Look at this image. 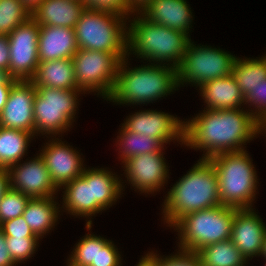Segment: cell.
<instances>
[{
	"instance_id": "19",
	"label": "cell",
	"mask_w": 266,
	"mask_h": 266,
	"mask_svg": "<svg viewBox=\"0 0 266 266\" xmlns=\"http://www.w3.org/2000/svg\"><path fill=\"white\" fill-rule=\"evenodd\" d=\"M187 0H153L141 14L149 21L187 34L192 30L193 15Z\"/></svg>"
},
{
	"instance_id": "24",
	"label": "cell",
	"mask_w": 266,
	"mask_h": 266,
	"mask_svg": "<svg viewBox=\"0 0 266 266\" xmlns=\"http://www.w3.org/2000/svg\"><path fill=\"white\" fill-rule=\"evenodd\" d=\"M30 81L35 87L79 90L72 59L39 62L35 75Z\"/></svg>"
},
{
	"instance_id": "44",
	"label": "cell",
	"mask_w": 266,
	"mask_h": 266,
	"mask_svg": "<svg viewBox=\"0 0 266 266\" xmlns=\"http://www.w3.org/2000/svg\"><path fill=\"white\" fill-rule=\"evenodd\" d=\"M23 5L29 10L30 13L33 11L44 1V0H20Z\"/></svg>"
},
{
	"instance_id": "12",
	"label": "cell",
	"mask_w": 266,
	"mask_h": 266,
	"mask_svg": "<svg viewBox=\"0 0 266 266\" xmlns=\"http://www.w3.org/2000/svg\"><path fill=\"white\" fill-rule=\"evenodd\" d=\"M39 25L30 17L9 35V77L18 81L31 80L39 65Z\"/></svg>"
},
{
	"instance_id": "11",
	"label": "cell",
	"mask_w": 266,
	"mask_h": 266,
	"mask_svg": "<svg viewBox=\"0 0 266 266\" xmlns=\"http://www.w3.org/2000/svg\"><path fill=\"white\" fill-rule=\"evenodd\" d=\"M77 87L84 94L95 92L107 100L113 91L121 60L114 54L78 49L72 57Z\"/></svg>"
},
{
	"instance_id": "14",
	"label": "cell",
	"mask_w": 266,
	"mask_h": 266,
	"mask_svg": "<svg viewBox=\"0 0 266 266\" xmlns=\"http://www.w3.org/2000/svg\"><path fill=\"white\" fill-rule=\"evenodd\" d=\"M129 131L160 140L164 145L178 142L184 145V121L177 115L157 110H139L122 123ZM181 142V143H180Z\"/></svg>"
},
{
	"instance_id": "27",
	"label": "cell",
	"mask_w": 266,
	"mask_h": 266,
	"mask_svg": "<svg viewBox=\"0 0 266 266\" xmlns=\"http://www.w3.org/2000/svg\"><path fill=\"white\" fill-rule=\"evenodd\" d=\"M121 125L116 137V146L122 163L133 156L164 151L166 145L160 140L131 132L123 124Z\"/></svg>"
},
{
	"instance_id": "13",
	"label": "cell",
	"mask_w": 266,
	"mask_h": 266,
	"mask_svg": "<svg viewBox=\"0 0 266 266\" xmlns=\"http://www.w3.org/2000/svg\"><path fill=\"white\" fill-rule=\"evenodd\" d=\"M164 152L146 153L128 158L122 166L127 180H121L122 189L127 181L135 191L144 194L160 192L169 179V167L164 158ZM124 185V186H123Z\"/></svg>"
},
{
	"instance_id": "35",
	"label": "cell",
	"mask_w": 266,
	"mask_h": 266,
	"mask_svg": "<svg viewBox=\"0 0 266 266\" xmlns=\"http://www.w3.org/2000/svg\"><path fill=\"white\" fill-rule=\"evenodd\" d=\"M159 266H201L198 252L186 251L178 248L175 254L159 256Z\"/></svg>"
},
{
	"instance_id": "40",
	"label": "cell",
	"mask_w": 266,
	"mask_h": 266,
	"mask_svg": "<svg viewBox=\"0 0 266 266\" xmlns=\"http://www.w3.org/2000/svg\"><path fill=\"white\" fill-rule=\"evenodd\" d=\"M136 266H159L157 251H148L147 254L139 259Z\"/></svg>"
},
{
	"instance_id": "2",
	"label": "cell",
	"mask_w": 266,
	"mask_h": 266,
	"mask_svg": "<svg viewBox=\"0 0 266 266\" xmlns=\"http://www.w3.org/2000/svg\"><path fill=\"white\" fill-rule=\"evenodd\" d=\"M108 169L86 167L81 176L61 188L64 190L62 211L74 217L90 218L86 219L87 230L92 228L91 217L108 210L123 194L122 178Z\"/></svg>"
},
{
	"instance_id": "3",
	"label": "cell",
	"mask_w": 266,
	"mask_h": 266,
	"mask_svg": "<svg viewBox=\"0 0 266 266\" xmlns=\"http://www.w3.org/2000/svg\"><path fill=\"white\" fill-rule=\"evenodd\" d=\"M128 60H121L113 91L106 101L122 106L147 105L179 90L177 69L153 63L130 68Z\"/></svg>"
},
{
	"instance_id": "34",
	"label": "cell",
	"mask_w": 266,
	"mask_h": 266,
	"mask_svg": "<svg viewBox=\"0 0 266 266\" xmlns=\"http://www.w3.org/2000/svg\"><path fill=\"white\" fill-rule=\"evenodd\" d=\"M244 105L250 108L247 110L256 119L266 113V80H263L261 84L244 96Z\"/></svg>"
},
{
	"instance_id": "20",
	"label": "cell",
	"mask_w": 266,
	"mask_h": 266,
	"mask_svg": "<svg viewBox=\"0 0 266 266\" xmlns=\"http://www.w3.org/2000/svg\"><path fill=\"white\" fill-rule=\"evenodd\" d=\"M78 49L74 28L39 26V62L72 59Z\"/></svg>"
},
{
	"instance_id": "9",
	"label": "cell",
	"mask_w": 266,
	"mask_h": 266,
	"mask_svg": "<svg viewBox=\"0 0 266 266\" xmlns=\"http://www.w3.org/2000/svg\"><path fill=\"white\" fill-rule=\"evenodd\" d=\"M81 90H64L49 87H36L33 102L34 136L42 134L47 138L56 137L75 122ZM48 135V136H47ZM50 135V136H49Z\"/></svg>"
},
{
	"instance_id": "41",
	"label": "cell",
	"mask_w": 266,
	"mask_h": 266,
	"mask_svg": "<svg viewBox=\"0 0 266 266\" xmlns=\"http://www.w3.org/2000/svg\"><path fill=\"white\" fill-rule=\"evenodd\" d=\"M13 84L14 83H0V113L6 104Z\"/></svg>"
},
{
	"instance_id": "29",
	"label": "cell",
	"mask_w": 266,
	"mask_h": 266,
	"mask_svg": "<svg viewBox=\"0 0 266 266\" xmlns=\"http://www.w3.org/2000/svg\"><path fill=\"white\" fill-rule=\"evenodd\" d=\"M110 240L94 233H87L71 251L67 266H98L99 247H104Z\"/></svg>"
},
{
	"instance_id": "46",
	"label": "cell",
	"mask_w": 266,
	"mask_h": 266,
	"mask_svg": "<svg viewBox=\"0 0 266 266\" xmlns=\"http://www.w3.org/2000/svg\"><path fill=\"white\" fill-rule=\"evenodd\" d=\"M261 256L264 257V259L266 260V234H265V238H264V244H263Z\"/></svg>"
},
{
	"instance_id": "18",
	"label": "cell",
	"mask_w": 266,
	"mask_h": 266,
	"mask_svg": "<svg viewBox=\"0 0 266 266\" xmlns=\"http://www.w3.org/2000/svg\"><path fill=\"white\" fill-rule=\"evenodd\" d=\"M266 225L254 208H236L230 240L247 259L261 257Z\"/></svg>"
},
{
	"instance_id": "21",
	"label": "cell",
	"mask_w": 266,
	"mask_h": 266,
	"mask_svg": "<svg viewBox=\"0 0 266 266\" xmlns=\"http://www.w3.org/2000/svg\"><path fill=\"white\" fill-rule=\"evenodd\" d=\"M199 90L206 109H237L244 106V96L232 75L207 81Z\"/></svg>"
},
{
	"instance_id": "33",
	"label": "cell",
	"mask_w": 266,
	"mask_h": 266,
	"mask_svg": "<svg viewBox=\"0 0 266 266\" xmlns=\"http://www.w3.org/2000/svg\"><path fill=\"white\" fill-rule=\"evenodd\" d=\"M85 9L109 12L127 20L132 15L126 0H84Z\"/></svg>"
},
{
	"instance_id": "8",
	"label": "cell",
	"mask_w": 266,
	"mask_h": 266,
	"mask_svg": "<svg viewBox=\"0 0 266 266\" xmlns=\"http://www.w3.org/2000/svg\"><path fill=\"white\" fill-rule=\"evenodd\" d=\"M80 49L126 56L127 19L109 12L85 9L74 27Z\"/></svg>"
},
{
	"instance_id": "7",
	"label": "cell",
	"mask_w": 266,
	"mask_h": 266,
	"mask_svg": "<svg viewBox=\"0 0 266 266\" xmlns=\"http://www.w3.org/2000/svg\"><path fill=\"white\" fill-rule=\"evenodd\" d=\"M236 208L220 205L188 213L171 227L178 232L177 246L198 252L203 247L231 237Z\"/></svg>"
},
{
	"instance_id": "45",
	"label": "cell",
	"mask_w": 266,
	"mask_h": 266,
	"mask_svg": "<svg viewBox=\"0 0 266 266\" xmlns=\"http://www.w3.org/2000/svg\"><path fill=\"white\" fill-rule=\"evenodd\" d=\"M17 80L9 77L8 73L0 70V83H15Z\"/></svg>"
},
{
	"instance_id": "15",
	"label": "cell",
	"mask_w": 266,
	"mask_h": 266,
	"mask_svg": "<svg viewBox=\"0 0 266 266\" xmlns=\"http://www.w3.org/2000/svg\"><path fill=\"white\" fill-rule=\"evenodd\" d=\"M9 188L30 198L53 197L59 189L53 183L44 160L39 153L35 158L21 161L8 169Z\"/></svg>"
},
{
	"instance_id": "1",
	"label": "cell",
	"mask_w": 266,
	"mask_h": 266,
	"mask_svg": "<svg viewBox=\"0 0 266 266\" xmlns=\"http://www.w3.org/2000/svg\"><path fill=\"white\" fill-rule=\"evenodd\" d=\"M244 109L204 108L192 119H184V146L203 151L201 159L245 150L246 143L257 138V119Z\"/></svg>"
},
{
	"instance_id": "43",
	"label": "cell",
	"mask_w": 266,
	"mask_h": 266,
	"mask_svg": "<svg viewBox=\"0 0 266 266\" xmlns=\"http://www.w3.org/2000/svg\"><path fill=\"white\" fill-rule=\"evenodd\" d=\"M257 137L259 136V134H263L265 133V137H266V113H264L263 115H261L258 119H257ZM263 131V132H262Z\"/></svg>"
},
{
	"instance_id": "16",
	"label": "cell",
	"mask_w": 266,
	"mask_h": 266,
	"mask_svg": "<svg viewBox=\"0 0 266 266\" xmlns=\"http://www.w3.org/2000/svg\"><path fill=\"white\" fill-rule=\"evenodd\" d=\"M58 137H49V141L44 143L40 155L44 160L50 177L55 186L61 188L74 180L76 177L82 175L86 165L78 150L65 144ZM85 166V167H84Z\"/></svg>"
},
{
	"instance_id": "6",
	"label": "cell",
	"mask_w": 266,
	"mask_h": 266,
	"mask_svg": "<svg viewBox=\"0 0 266 266\" xmlns=\"http://www.w3.org/2000/svg\"><path fill=\"white\" fill-rule=\"evenodd\" d=\"M208 160L217 173L222 205L238 209L253 208L259 181L248 151L221 153Z\"/></svg>"
},
{
	"instance_id": "38",
	"label": "cell",
	"mask_w": 266,
	"mask_h": 266,
	"mask_svg": "<svg viewBox=\"0 0 266 266\" xmlns=\"http://www.w3.org/2000/svg\"><path fill=\"white\" fill-rule=\"evenodd\" d=\"M10 48L7 35H0V70L9 75Z\"/></svg>"
},
{
	"instance_id": "37",
	"label": "cell",
	"mask_w": 266,
	"mask_h": 266,
	"mask_svg": "<svg viewBox=\"0 0 266 266\" xmlns=\"http://www.w3.org/2000/svg\"><path fill=\"white\" fill-rule=\"evenodd\" d=\"M114 241H109L104 247H99L98 266H122V256Z\"/></svg>"
},
{
	"instance_id": "31",
	"label": "cell",
	"mask_w": 266,
	"mask_h": 266,
	"mask_svg": "<svg viewBox=\"0 0 266 266\" xmlns=\"http://www.w3.org/2000/svg\"><path fill=\"white\" fill-rule=\"evenodd\" d=\"M30 197L9 188L0 201V225L23 215Z\"/></svg>"
},
{
	"instance_id": "10",
	"label": "cell",
	"mask_w": 266,
	"mask_h": 266,
	"mask_svg": "<svg viewBox=\"0 0 266 266\" xmlns=\"http://www.w3.org/2000/svg\"><path fill=\"white\" fill-rule=\"evenodd\" d=\"M196 45L190 40L177 69L179 88L184 84L199 88L207 81L231 75L235 55L214 46Z\"/></svg>"
},
{
	"instance_id": "32",
	"label": "cell",
	"mask_w": 266,
	"mask_h": 266,
	"mask_svg": "<svg viewBox=\"0 0 266 266\" xmlns=\"http://www.w3.org/2000/svg\"><path fill=\"white\" fill-rule=\"evenodd\" d=\"M39 240V237H6V246L13 261L18 265L33 257Z\"/></svg>"
},
{
	"instance_id": "42",
	"label": "cell",
	"mask_w": 266,
	"mask_h": 266,
	"mask_svg": "<svg viewBox=\"0 0 266 266\" xmlns=\"http://www.w3.org/2000/svg\"><path fill=\"white\" fill-rule=\"evenodd\" d=\"M9 189V173L7 169L0 168V201L3 194Z\"/></svg>"
},
{
	"instance_id": "23",
	"label": "cell",
	"mask_w": 266,
	"mask_h": 266,
	"mask_svg": "<svg viewBox=\"0 0 266 266\" xmlns=\"http://www.w3.org/2000/svg\"><path fill=\"white\" fill-rule=\"evenodd\" d=\"M56 199V196L30 198L23 212L22 216L28 226L40 239L53 230L60 219L61 207Z\"/></svg>"
},
{
	"instance_id": "22",
	"label": "cell",
	"mask_w": 266,
	"mask_h": 266,
	"mask_svg": "<svg viewBox=\"0 0 266 266\" xmlns=\"http://www.w3.org/2000/svg\"><path fill=\"white\" fill-rule=\"evenodd\" d=\"M84 10V4L75 0H44L31 17L39 26L74 28Z\"/></svg>"
},
{
	"instance_id": "26",
	"label": "cell",
	"mask_w": 266,
	"mask_h": 266,
	"mask_svg": "<svg viewBox=\"0 0 266 266\" xmlns=\"http://www.w3.org/2000/svg\"><path fill=\"white\" fill-rule=\"evenodd\" d=\"M231 75L245 96L263 80H266V54L259 58L236 57L232 65Z\"/></svg>"
},
{
	"instance_id": "4",
	"label": "cell",
	"mask_w": 266,
	"mask_h": 266,
	"mask_svg": "<svg viewBox=\"0 0 266 266\" xmlns=\"http://www.w3.org/2000/svg\"><path fill=\"white\" fill-rule=\"evenodd\" d=\"M222 205L218 177L208 159H199L169 189L162 203L163 223L171 226L184 215Z\"/></svg>"
},
{
	"instance_id": "5",
	"label": "cell",
	"mask_w": 266,
	"mask_h": 266,
	"mask_svg": "<svg viewBox=\"0 0 266 266\" xmlns=\"http://www.w3.org/2000/svg\"><path fill=\"white\" fill-rule=\"evenodd\" d=\"M135 15V17H134ZM133 16V19L131 18ZM131 19V20H130ZM130 22V24H128ZM127 23L126 56L178 69L191 40L185 33L155 24L141 13L132 14Z\"/></svg>"
},
{
	"instance_id": "25",
	"label": "cell",
	"mask_w": 266,
	"mask_h": 266,
	"mask_svg": "<svg viewBox=\"0 0 266 266\" xmlns=\"http://www.w3.org/2000/svg\"><path fill=\"white\" fill-rule=\"evenodd\" d=\"M34 137L32 133L23 130L0 126V168L8 169L21 160L23 162Z\"/></svg>"
},
{
	"instance_id": "30",
	"label": "cell",
	"mask_w": 266,
	"mask_h": 266,
	"mask_svg": "<svg viewBox=\"0 0 266 266\" xmlns=\"http://www.w3.org/2000/svg\"><path fill=\"white\" fill-rule=\"evenodd\" d=\"M31 15L20 0H0V35L8 36Z\"/></svg>"
},
{
	"instance_id": "39",
	"label": "cell",
	"mask_w": 266,
	"mask_h": 266,
	"mask_svg": "<svg viewBox=\"0 0 266 266\" xmlns=\"http://www.w3.org/2000/svg\"><path fill=\"white\" fill-rule=\"evenodd\" d=\"M0 266H16L6 246V236L0 228Z\"/></svg>"
},
{
	"instance_id": "28",
	"label": "cell",
	"mask_w": 266,
	"mask_h": 266,
	"mask_svg": "<svg viewBox=\"0 0 266 266\" xmlns=\"http://www.w3.org/2000/svg\"><path fill=\"white\" fill-rule=\"evenodd\" d=\"M201 266H246L247 259L229 239L209 244L198 251Z\"/></svg>"
},
{
	"instance_id": "36",
	"label": "cell",
	"mask_w": 266,
	"mask_h": 266,
	"mask_svg": "<svg viewBox=\"0 0 266 266\" xmlns=\"http://www.w3.org/2000/svg\"><path fill=\"white\" fill-rule=\"evenodd\" d=\"M0 228L6 237H38L33 233L23 216L3 222Z\"/></svg>"
},
{
	"instance_id": "17",
	"label": "cell",
	"mask_w": 266,
	"mask_h": 266,
	"mask_svg": "<svg viewBox=\"0 0 266 266\" xmlns=\"http://www.w3.org/2000/svg\"><path fill=\"white\" fill-rule=\"evenodd\" d=\"M36 87L30 80L16 81L0 113V126L23 130L34 135L33 102Z\"/></svg>"
}]
</instances>
